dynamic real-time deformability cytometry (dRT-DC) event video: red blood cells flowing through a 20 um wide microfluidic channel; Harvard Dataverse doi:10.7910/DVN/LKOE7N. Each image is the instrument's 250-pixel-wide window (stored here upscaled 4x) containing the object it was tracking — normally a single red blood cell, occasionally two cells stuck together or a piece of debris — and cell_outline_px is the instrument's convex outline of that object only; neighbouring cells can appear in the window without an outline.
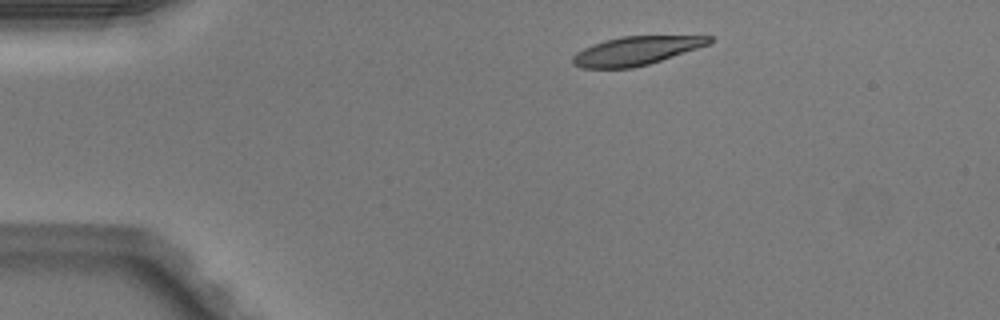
{"species": "Egyptian fruit bat (a non-hibernating species)", "species_latin": "Rousettus aegyptiacus", "temperature_condition": "warm", "stored_images_in_passage": 41, "camera_frame_rate_fps": 3000, "um_per_image_px": 0.085, "animal": {"sex": "male"}, "frame": {"image": 1, "passage_image": 1, "time_ms": 0.0, "image_size_px": [1000, 320], "cell_outline_px": [[712, 40], [708, 44], [648, 64], [632, 68], [580, 68], [572, 64], [572, 56], [576, 52], [592, 44], [604, 40], [620, 36], [712, 36]], "centroid_in_image_um": [53.98, 4.32], "position_along_channel_um": 31.0, "area_um2": 22.54}}
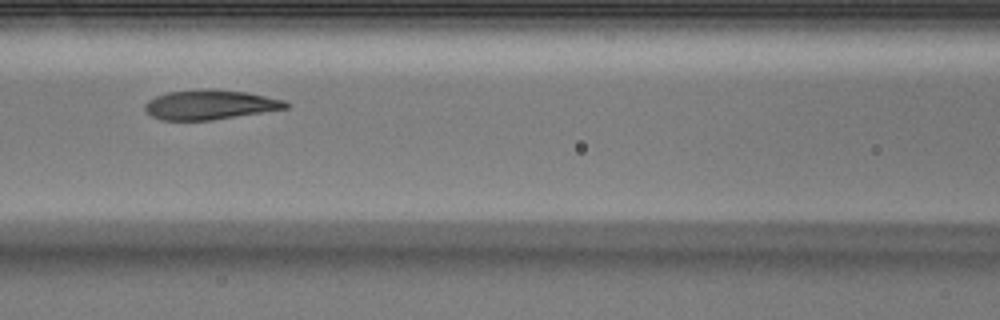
{"frame": {"image": 2, "passage_image": 14, "time_ms": 4.333, "image_size_px": [1000, 320], "cell_outline_px": [[288, 108], [212, 120], [160, 120], [152, 116], [144, 108], [144, 104], [148, 100], [156, 96], [168, 92], [208, 88], [212, 88], [244, 92], [284, 100], [288, 104]], "centroid_in_image_um": [17.81, 8.9], "position_along_channel_um": 148.8, "area_um2": 24.16}}
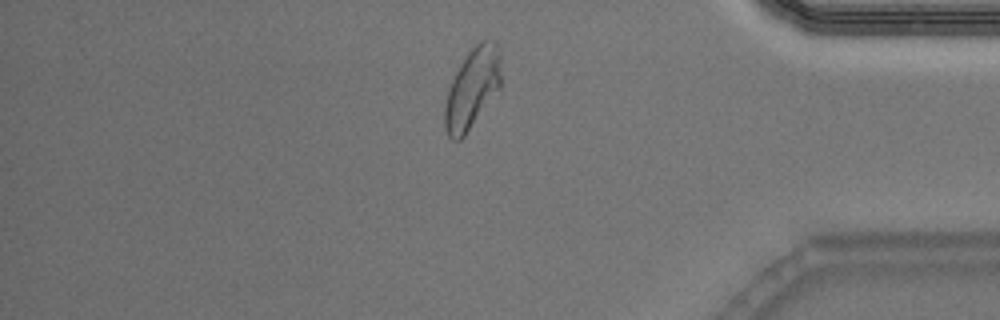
{"frame": {"image": 3, "passage_image": 34, "time_ms": 11.0, "image_size_px": [1000, 320], "cell_outline_px": [[500, 88], [464, 136], [460, 140], [452, 140], [448, 136], [444, 128], [444, 108], [448, 88], [460, 64], [468, 52], [480, 40], [496, 40], [500, 48]], "centroid_in_image_um": [40.14, 7.49], "position_along_channel_um": 395.1, "area_um2": 26.36}, "authors_computed_cell_mechanics": {"area_um2": 25.2586, "velocity_mm_per_s": 4.0695, "shape_relaxation_time_tau1_ms": 4.0452, "shape_relaxation_time_tau2_ms": 1.2355, "deformation_change_tau1": 0.1887, "deformation_change_tau2": 0.0625}}